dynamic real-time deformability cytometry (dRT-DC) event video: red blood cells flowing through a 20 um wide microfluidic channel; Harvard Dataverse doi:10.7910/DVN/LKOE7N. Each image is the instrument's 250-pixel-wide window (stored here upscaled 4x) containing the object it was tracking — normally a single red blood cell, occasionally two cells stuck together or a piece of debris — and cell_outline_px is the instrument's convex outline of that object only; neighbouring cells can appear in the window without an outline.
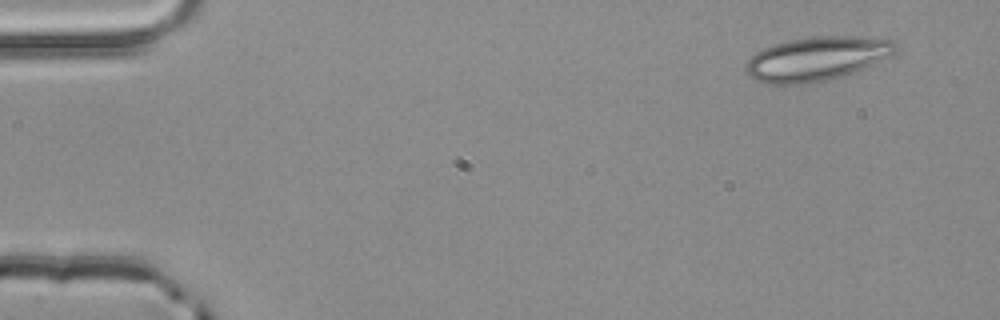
{"species": "common noctule bat (a hibernating species)", "species_latin": "Nyctalus noctula", "temperature_condition": "room temperature", "stored_images_in_passage": 3, "camera_frame_rate_fps": 3000, "um_per_image_px": 0.085, "animal": {"sex": "male", "body_mass_g": 20.4}, "frame": {"image": 1, "passage_image": 1, "time_ms": 0.0, "image_size_px": [1000, 320], "cell_outline_px": [[896, 48], [888, 56], [872, 64], [852, 72], [840, 76], [824, 80], [796, 84], [764, 84], [752, 80], [744, 72], [744, 64], [756, 52], [764, 48], [788, 40], [816, 36], [852, 36], [892, 40], [896, 44]], "centroid_in_image_um": [69.31, 5.0], "position_along_channel_um": 15.7, "area_um2": 37.92}}